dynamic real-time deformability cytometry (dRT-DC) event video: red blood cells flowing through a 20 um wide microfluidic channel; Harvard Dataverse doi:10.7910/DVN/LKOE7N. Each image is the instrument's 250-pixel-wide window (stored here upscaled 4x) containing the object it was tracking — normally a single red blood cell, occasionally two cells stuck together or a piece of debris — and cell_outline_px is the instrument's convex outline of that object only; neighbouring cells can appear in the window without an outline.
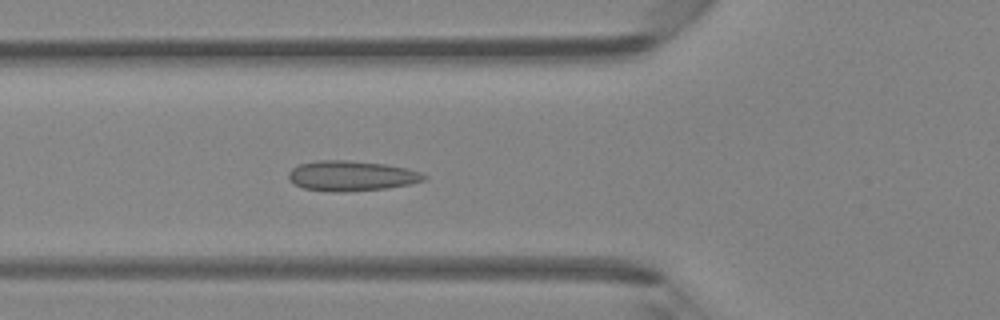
{"species": "Egyptian fruit bat (a non-hibernating species)", "species_latin": "Rousettus aegyptiacus", "temperature_condition": "room temperature", "stored_images_in_passage": 47, "camera_frame_rate_fps": 3000, "um_per_image_px": 0.085, "animal": {"sex": "female"}, "frame": {"image": 1, "passage_image": 17, "time_ms": 5.333, "image_size_px": [1000, 320], "cell_outline_px": [[428, 176], [424, 180], [408, 184], [384, 188], [340, 192], [328, 192], [304, 188], [288, 180], [288, 172], [292, 168], [300, 164], [316, 160], [348, 160], [384, 164], [408, 168], [420, 172]], "centroid_in_image_um": [29.84, 14.94], "position_along_channel_um": 96.0, "area_um2": 23.76}}
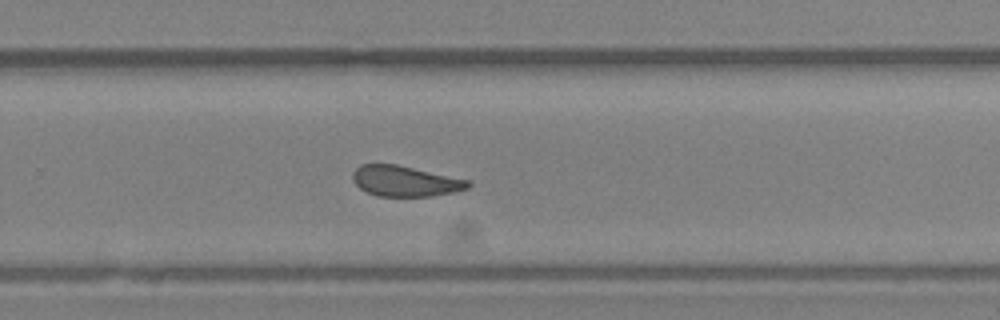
{"frame": {"image": 2, "passage_image": 31, "time_ms": 10.0, "image_size_px": [1000, 320], "cell_outline_px": [[472, 184], [468, 188], [452, 192], [432, 196], [376, 196], [360, 188], [352, 180], [352, 172], [360, 164], [396, 164], [472, 180]], "centroid_in_image_um": [34.45, 15.38], "position_along_channel_um": 295.3, "area_um2": 20.69}}
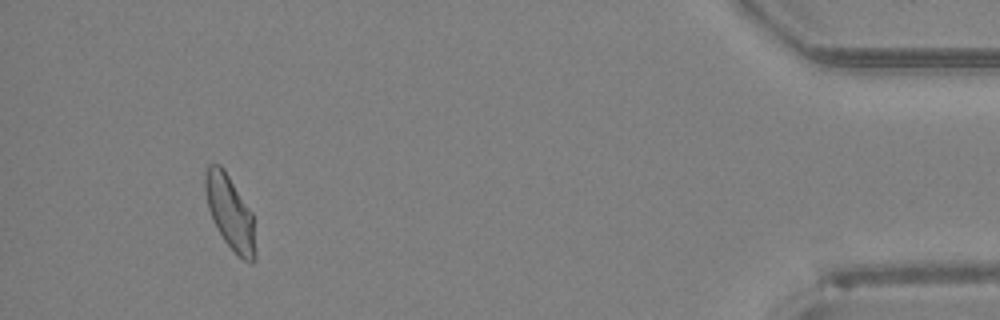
{"frame": {"image": 3, "passage_image": 44, "time_ms": 14.333, "image_size_px": [1000, 320], "cell_outline_px": [[256, 256], [252, 264], [244, 260], [224, 240], [212, 220], [208, 208], [204, 192], [204, 172], [208, 164], [220, 164], [224, 168], [252, 212], [256, 252]], "centroid_in_image_um": [19.53, 18.02], "position_along_channel_um": 415.7, "area_um2": 21.68}, "authors_computed_cell_mechanics": {"area_um2": 21.8484, "velocity_mm_per_s": 4.2833, "shape_relaxation_time_tau1_ms": null, "shape_relaxation_time_tau2_ms": 2.5257, "deformation_change_tau1": null, "deformation_change_tau2": 0.0619}}